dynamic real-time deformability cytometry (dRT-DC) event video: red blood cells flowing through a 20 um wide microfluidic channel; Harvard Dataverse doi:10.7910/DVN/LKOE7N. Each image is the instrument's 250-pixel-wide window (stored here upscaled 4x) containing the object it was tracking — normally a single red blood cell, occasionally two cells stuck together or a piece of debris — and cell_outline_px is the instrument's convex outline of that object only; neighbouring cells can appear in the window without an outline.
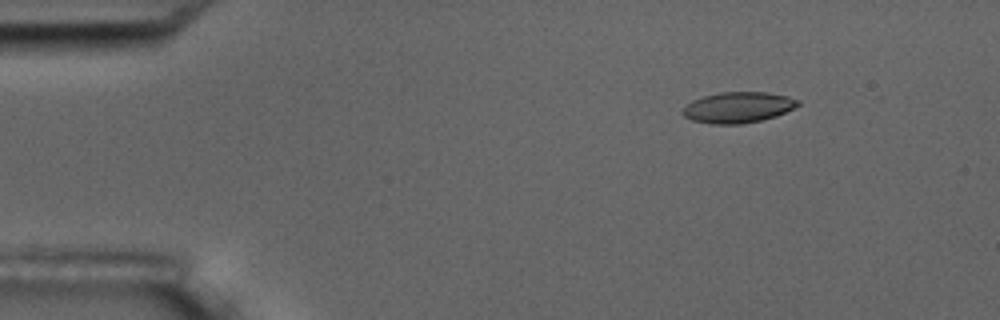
{"species": "common noctule bat (a hibernating species)", "species_latin": "Nyctalus noctula", "temperature_condition": "room temperature", "stored_images_in_passage": 16, "camera_frame_rate_fps": 3000, "um_per_image_px": 0.085, "animal": {"sex": "male", "body_mass_g": 17.5, "forearm_length_mm": 52.3}, "frame": {"image": 1, "passage_image": 3, "time_ms": 2.333, "image_size_px": [1000, 320], "cell_outline_px": [[800, 104], [776, 116], [760, 120], [740, 124], [712, 124], [692, 120], [684, 116], [680, 112], [692, 100], [704, 96], [720, 92], [768, 92], [788, 96], [800, 100]], "centroid_in_image_um": [62.73, 9.12], "position_along_channel_um": 22.3, "area_um2": 20.63}}
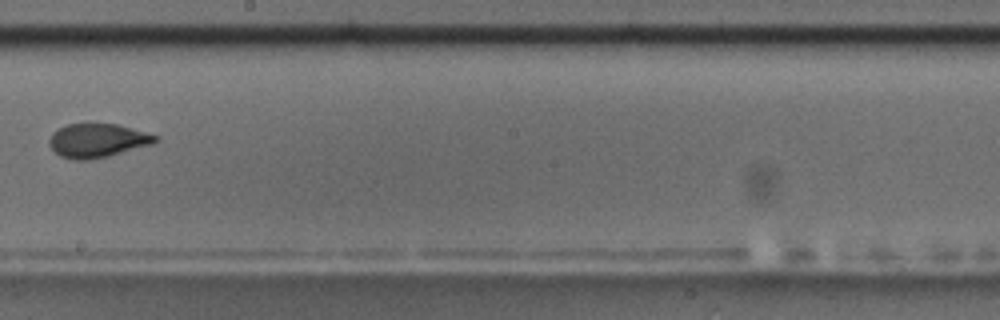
{"frame": {"image": 2, "passage_image": 10, "time_ms": 10.667, "image_size_px": [1000, 320], "cell_outline_px": [[160, 140], [156, 144], [108, 156], [88, 160], [72, 160], [60, 156], [48, 144], [48, 140], [52, 132], [56, 128], [68, 124], [88, 120], [116, 124], [160, 136]], "centroid_in_image_um": [8.29, 11.9], "position_along_channel_um": 239.9, "area_um2": 21.91}, "authors_computed_cell_mechanics": {"area_um2": 21.386, "velocity_mm_per_s": 3.5637, "shape_relaxation_time_tau1_ms": 5.4206, "shape_relaxation_time_tau2_ms": 1.243, "deformation_change_tau1": 0.1623, "deformation_change_tau2": 0.0681}}